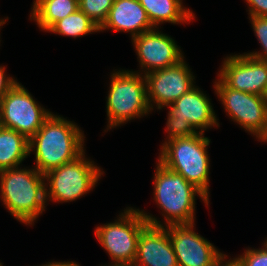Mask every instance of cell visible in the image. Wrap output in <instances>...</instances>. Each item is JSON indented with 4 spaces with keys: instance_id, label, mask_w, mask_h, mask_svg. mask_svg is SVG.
Masks as SVG:
<instances>
[{
    "instance_id": "7a4b0ae2",
    "label": "cell",
    "mask_w": 267,
    "mask_h": 266,
    "mask_svg": "<svg viewBox=\"0 0 267 266\" xmlns=\"http://www.w3.org/2000/svg\"><path fill=\"white\" fill-rule=\"evenodd\" d=\"M84 131L74 121L52 112L29 139V154L42 174L71 162L86 152Z\"/></svg>"
},
{
    "instance_id": "ba28073f",
    "label": "cell",
    "mask_w": 267,
    "mask_h": 266,
    "mask_svg": "<svg viewBox=\"0 0 267 266\" xmlns=\"http://www.w3.org/2000/svg\"><path fill=\"white\" fill-rule=\"evenodd\" d=\"M214 92L231 121L258 141L267 132V99L265 96L237 91L226 86L218 77Z\"/></svg>"
},
{
    "instance_id": "7402d4cb",
    "label": "cell",
    "mask_w": 267,
    "mask_h": 266,
    "mask_svg": "<svg viewBox=\"0 0 267 266\" xmlns=\"http://www.w3.org/2000/svg\"><path fill=\"white\" fill-rule=\"evenodd\" d=\"M248 18L258 43L261 46V50L246 52L245 54L267 61V16H248Z\"/></svg>"
},
{
    "instance_id": "4316f807",
    "label": "cell",
    "mask_w": 267,
    "mask_h": 266,
    "mask_svg": "<svg viewBox=\"0 0 267 266\" xmlns=\"http://www.w3.org/2000/svg\"><path fill=\"white\" fill-rule=\"evenodd\" d=\"M226 253L213 266H240L238 261L233 257L230 259Z\"/></svg>"
},
{
    "instance_id": "52a82bcc",
    "label": "cell",
    "mask_w": 267,
    "mask_h": 266,
    "mask_svg": "<svg viewBox=\"0 0 267 266\" xmlns=\"http://www.w3.org/2000/svg\"><path fill=\"white\" fill-rule=\"evenodd\" d=\"M122 211L115 221L96 226L94 236L112 262L134 263L140 232L148 222L139 208L128 206Z\"/></svg>"
},
{
    "instance_id": "7c38bea8",
    "label": "cell",
    "mask_w": 267,
    "mask_h": 266,
    "mask_svg": "<svg viewBox=\"0 0 267 266\" xmlns=\"http://www.w3.org/2000/svg\"><path fill=\"white\" fill-rule=\"evenodd\" d=\"M217 77L237 91L265 96L267 91V61L243 54H231L222 60Z\"/></svg>"
},
{
    "instance_id": "6da1fadb",
    "label": "cell",
    "mask_w": 267,
    "mask_h": 266,
    "mask_svg": "<svg viewBox=\"0 0 267 266\" xmlns=\"http://www.w3.org/2000/svg\"><path fill=\"white\" fill-rule=\"evenodd\" d=\"M153 175V200L161 210L164 221L151 213L139 209L149 225L168 227L170 225L192 224L196 219V197L209 207L210 200L185 178L166 168L158 160Z\"/></svg>"
},
{
    "instance_id": "ac0fdd59",
    "label": "cell",
    "mask_w": 267,
    "mask_h": 266,
    "mask_svg": "<svg viewBox=\"0 0 267 266\" xmlns=\"http://www.w3.org/2000/svg\"><path fill=\"white\" fill-rule=\"evenodd\" d=\"M29 20L34 21L40 31L46 32L55 22L79 9L78 0H34Z\"/></svg>"
},
{
    "instance_id": "cb8c5ba5",
    "label": "cell",
    "mask_w": 267,
    "mask_h": 266,
    "mask_svg": "<svg viewBox=\"0 0 267 266\" xmlns=\"http://www.w3.org/2000/svg\"><path fill=\"white\" fill-rule=\"evenodd\" d=\"M235 259L240 266H267V238L262 243L261 248H246L241 255Z\"/></svg>"
},
{
    "instance_id": "8fae6325",
    "label": "cell",
    "mask_w": 267,
    "mask_h": 266,
    "mask_svg": "<svg viewBox=\"0 0 267 266\" xmlns=\"http://www.w3.org/2000/svg\"><path fill=\"white\" fill-rule=\"evenodd\" d=\"M160 29L155 27L131 39L140 67L134 72L145 75L173 66L185 58L173 37Z\"/></svg>"
},
{
    "instance_id": "8992f818",
    "label": "cell",
    "mask_w": 267,
    "mask_h": 266,
    "mask_svg": "<svg viewBox=\"0 0 267 266\" xmlns=\"http://www.w3.org/2000/svg\"><path fill=\"white\" fill-rule=\"evenodd\" d=\"M85 155L84 152L44 174L46 202L70 203L83 198L97 186L105 172Z\"/></svg>"
},
{
    "instance_id": "484cf974",
    "label": "cell",
    "mask_w": 267,
    "mask_h": 266,
    "mask_svg": "<svg viewBox=\"0 0 267 266\" xmlns=\"http://www.w3.org/2000/svg\"><path fill=\"white\" fill-rule=\"evenodd\" d=\"M249 16H267V0H244Z\"/></svg>"
},
{
    "instance_id": "d6986e66",
    "label": "cell",
    "mask_w": 267,
    "mask_h": 266,
    "mask_svg": "<svg viewBox=\"0 0 267 266\" xmlns=\"http://www.w3.org/2000/svg\"><path fill=\"white\" fill-rule=\"evenodd\" d=\"M28 156L29 139L15 130L0 126V171L22 166Z\"/></svg>"
},
{
    "instance_id": "5b68a950",
    "label": "cell",
    "mask_w": 267,
    "mask_h": 266,
    "mask_svg": "<svg viewBox=\"0 0 267 266\" xmlns=\"http://www.w3.org/2000/svg\"><path fill=\"white\" fill-rule=\"evenodd\" d=\"M113 69L106 96L107 125L104 131L121 127L152 112L147 99L145 75L132 69ZM148 115V116H147Z\"/></svg>"
},
{
    "instance_id": "9a60e30c",
    "label": "cell",
    "mask_w": 267,
    "mask_h": 266,
    "mask_svg": "<svg viewBox=\"0 0 267 266\" xmlns=\"http://www.w3.org/2000/svg\"><path fill=\"white\" fill-rule=\"evenodd\" d=\"M135 266H179L165 227L147 225L139 235Z\"/></svg>"
},
{
    "instance_id": "4dcf8cb0",
    "label": "cell",
    "mask_w": 267,
    "mask_h": 266,
    "mask_svg": "<svg viewBox=\"0 0 267 266\" xmlns=\"http://www.w3.org/2000/svg\"><path fill=\"white\" fill-rule=\"evenodd\" d=\"M261 142H264V144H265V142H267V132H266V134L261 138L260 143H261Z\"/></svg>"
},
{
    "instance_id": "277c9868",
    "label": "cell",
    "mask_w": 267,
    "mask_h": 266,
    "mask_svg": "<svg viewBox=\"0 0 267 266\" xmlns=\"http://www.w3.org/2000/svg\"><path fill=\"white\" fill-rule=\"evenodd\" d=\"M210 142L204 133L164 141L157 158L166 168L193 184L208 200L211 161L207 147Z\"/></svg>"
},
{
    "instance_id": "83f0119b",
    "label": "cell",
    "mask_w": 267,
    "mask_h": 266,
    "mask_svg": "<svg viewBox=\"0 0 267 266\" xmlns=\"http://www.w3.org/2000/svg\"><path fill=\"white\" fill-rule=\"evenodd\" d=\"M36 266H80V264L76 261H50L41 265H36Z\"/></svg>"
},
{
    "instance_id": "5bb4252c",
    "label": "cell",
    "mask_w": 267,
    "mask_h": 266,
    "mask_svg": "<svg viewBox=\"0 0 267 266\" xmlns=\"http://www.w3.org/2000/svg\"><path fill=\"white\" fill-rule=\"evenodd\" d=\"M211 100L199 86L195 85L166 108L176 119L189 121L198 133L205 134L209 128L220 127Z\"/></svg>"
},
{
    "instance_id": "e0dca14e",
    "label": "cell",
    "mask_w": 267,
    "mask_h": 266,
    "mask_svg": "<svg viewBox=\"0 0 267 266\" xmlns=\"http://www.w3.org/2000/svg\"><path fill=\"white\" fill-rule=\"evenodd\" d=\"M139 3L156 28H162L163 23L189 24L196 18L192 9L184 6L183 0H139Z\"/></svg>"
},
{
    "instance_id": "9c48e42d",
    "label": "cell",
    "mask_w": 267,
    "mask_h": 266,
    "mask_svg": "<svg viewBox=\"0 0 267 266\" xmlns=\"http://www.w3.org/2000/svg\"><path fill=\"white\" fill-rule=\"evenodd\" d=\"M51 113L17 81L0 101V126L15 130L30 139Z\"/></svg>"
},
{
    "instance_id": "3957f363",
    "label": "cell",
    "mask_w": 267,
    "mask_h": 266,
    "mask_svg": "<svg viewBox=\"0 0 267 266\" xmlns=\"http://www.w3.org/2000/svg\"><path fill=\"white\" fill-rule=\"evenodd\" d=\"M0 194L5 209L25 226H33L48 205L44 174L33 166L1 170Z\"/></svg>"
},
{
    "instance_id": "2e32d148",
    "label": "cell",
    "mask_w": 267,
    "mask_h": 266,
    "mask_svg": "<svg viewBox=\"0 0 267 266\" xmlns=\"http://www.w3.org/2000/svg\"><path fill=\"white\" fill-rule=\"evenodd\" d=\"M153 28L155 27L139 0H114L107 19L99 27V32L110 29L114 32H126L132 39Z\"/></svg>"
},
{
    "instance_id": "f546056e",
    "label": "cell",
    "mask_w": 267,
    "mask_h": 266,
    "mask_svg": "<svg viewBox=\"0 0 267 266\" xmlns=\"http://www.w3.org/2000/svg\"><path fill=\"white\" fill-rule=\"evenodd\" d=\"M8 19H9L8 16L6 18H4V19L3 18H0V31L2 30L1 28H3L4 24L7 23ZM1 41L2 40H0V43H1Z\"/></svg>"
},
{
    "instance_id": "4fadbf2b",
    "label": "cell",
    "mask_w": 267,
    "mask_h": 266,
    "mask_svg": "<svg viewBox=\"0 0 267 266\" xmlns=\"http://www.w3.org/2000/svg\"><path fill=\"white\" fill-rule=\"evenodd\" d=\"M196 224L170 225L168 231L179 266H213L224 254L195 232Z\"/></svg>"
},
{
    "instance_id": "44dd1931",
    "label": "cell",
    "mask_w": 267,
    "mask_h": 266,
    "mask_svg": "<svg viewBox=\"0 0 267 266\" xmlns=\"http://www.w3.org/2000/svg\"><path fill=\"white\" fill-rule=\"evenodd\" d=\"M113 3L114 0H79V9L100 27Z\"/></svg>"
},
{
    "instance_id": "603a6c76",
    "label": "cell",
    "mask_w": 267,
    "mask_h": 266,
    "mask_svg": "<svg viewBox=\"0 0 267 266\" xmlns=\"http://www.w3.org/2000/svg\"><path fill=\"white\" fill-rule=\"evenodd\" d=\"M166 117L165 132L167 135L165 141L198 134L189 121H180L169 112H167Z\"/></svg>"
},
{
    "instance_id": "f1b7e54d",
    "label": "cell",
    "mask_w": 267,
    "mask_h": 266,
    "mask_svg": "<svg viewBox=\"0 0 267 266\" xmlns=\"http://www.w3.org/2000/svg\"><path fill=\"white\" fill-rule=\"evenodd\" d=\"M101 266H135L134 263L131 262H109L107 265L102 264Z\"/></svg>"
},
{
    "instance_id": "d4e9b609",
    "label": "cell",
    "mask_w": 267,
    "mask_h": 266,
    "mask_svg": "<svg viewBox=\"0 0 267 266\" xmlns=\"http://www.w3.org/2000/svg\"><path fill=\"white\" fill-rule=\"evenodd\" d=\"M5 65H0V101L3 96L17 83L15 77L7 75Z\"/></svg>"
},
{
    "instance_id": "30bf717a",
    "label": "cell",
    "mask_w": 267,
    "mask_h": 266,
    "mask_svg": "<svg viewBox=\"0 0 267 266\" xmlns=\"http://www.w3.org/2000/svg\"><path fill=\"white\" fill-rule=\"evenodd\" d=\"M182 59L179 63L145 74L151 110H162L195 86V74Z\"/></svg>"
},
{
    "instance_id": "ffe728a7",
    "label": "cell",
    "mask_w": 267,
    "mask_h": 266,
    "mask_svg": "<svg viewBox=\"0 0 267 266\" xmlns=\"http://www.w3.org/2000/svg\"><path fill=\"white\" fill-rule=\"evenodd\" d=\"M46 32L76 39L99 32V26L78 9L62 20L55 22Z\"/></svg>"
}]
</instances>
